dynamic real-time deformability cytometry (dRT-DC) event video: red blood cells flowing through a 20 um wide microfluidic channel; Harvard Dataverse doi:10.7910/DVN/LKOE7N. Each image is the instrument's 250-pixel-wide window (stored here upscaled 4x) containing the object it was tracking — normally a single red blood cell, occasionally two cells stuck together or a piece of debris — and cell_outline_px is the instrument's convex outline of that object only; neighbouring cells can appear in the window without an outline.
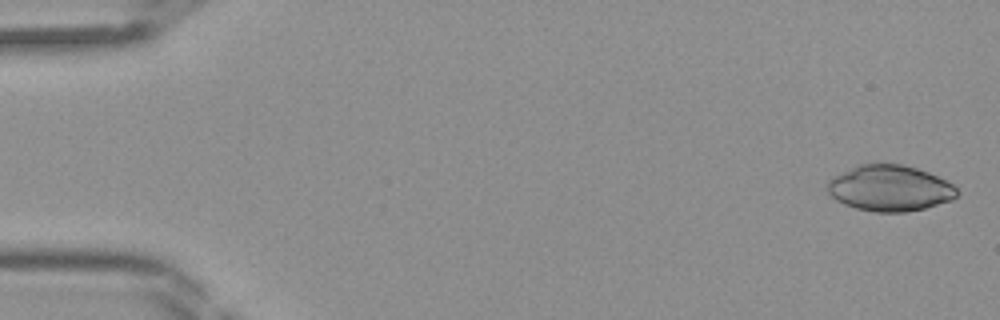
{"species": "Egyptian fruit bat (a non-hibernating species)", "species_latin": "Rousettus aegyptiacus", "temperature_condition": "room temperature", "stored_images_in_passage": 43, "camera_frame_rate_fps": 3000, "um_per_image_px": 0.085, "frame": {"image": 1, "passage_image": 1, "time_ms": 0.0, "image_size_px": [1000, 320], "cell_outline_px": [[960, 192], [952, 200], [924, 208], [904, 212], [876, 212], [856, 208], [844, 204], [836, 200], [824, 188], [828, 180], [832, 176], [860, 164], [904, 164], [928, 172], [952, 184]], "centroid_in_image_um": [75.6, 16.0], "position_along_channel_um": 9.4, "area_um2": 34.68}}
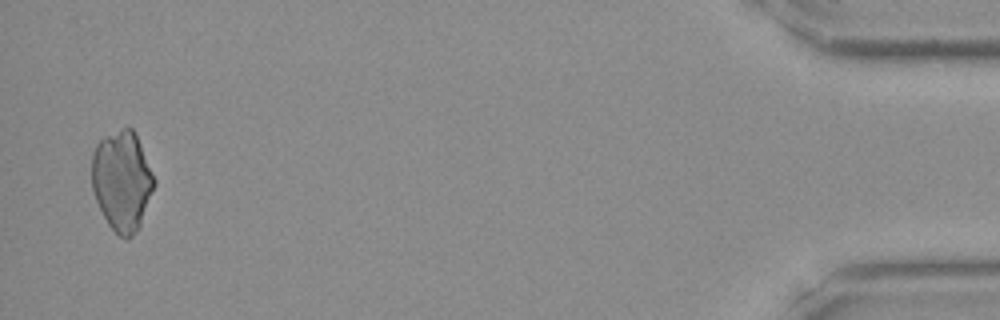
{"frame": {"image": 2, "passage_image": 42, "time_ms": 13.667, "image_size_px": [1000, 320], "cell_outline_px": [[156, 184], [140, 228], [128, 240], [124, 240], [108, 224], [96, 200], [92, 188], [92, 152], [96, 144], [104, 136], [128, 124], [136, 132], [156, 180]], "centroid_in_image_um": [10.4, 15.35], "position_along_channel_um": 424.8, "area_um2": 36.99}}